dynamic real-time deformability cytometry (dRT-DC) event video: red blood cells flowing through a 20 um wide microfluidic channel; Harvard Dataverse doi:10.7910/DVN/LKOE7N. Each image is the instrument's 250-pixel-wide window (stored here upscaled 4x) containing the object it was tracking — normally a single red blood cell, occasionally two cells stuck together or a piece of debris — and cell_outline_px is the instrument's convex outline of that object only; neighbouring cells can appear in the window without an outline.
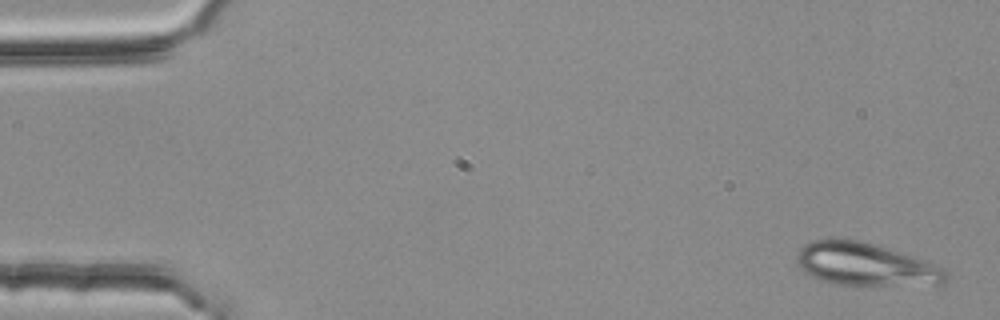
{"species": "common noctule bat (a hibernating species)", "species_latin": "Nyctalus noctula", "temperature_condition": "room temperature", "stored_images_in_passage": 4, "camera_frame_rate_fps": 3000, "um_per_image_px": 0.085, "animal": {"sex": "female", "body_mass_g": 25.1}, "frame": {"image": 1, "passage_image": 1, "time_ms": 0.0, "image_size_px": [1000, 320], "cell_outline_px": [[948, 280], [944, 284], [836, 284], [824, 280], [804, 272], [800, 268], [796, 260], [796, 256], [800, 248], [804, 244], [812, 240], [856, 240], [872, 244], [916, 256], [928, 260], [944, 268], [948, 272]], "centroid_in_image_um": [73.62, 22.46], "position_along_channel_um": 11.4, "area_um2": 36.7}}